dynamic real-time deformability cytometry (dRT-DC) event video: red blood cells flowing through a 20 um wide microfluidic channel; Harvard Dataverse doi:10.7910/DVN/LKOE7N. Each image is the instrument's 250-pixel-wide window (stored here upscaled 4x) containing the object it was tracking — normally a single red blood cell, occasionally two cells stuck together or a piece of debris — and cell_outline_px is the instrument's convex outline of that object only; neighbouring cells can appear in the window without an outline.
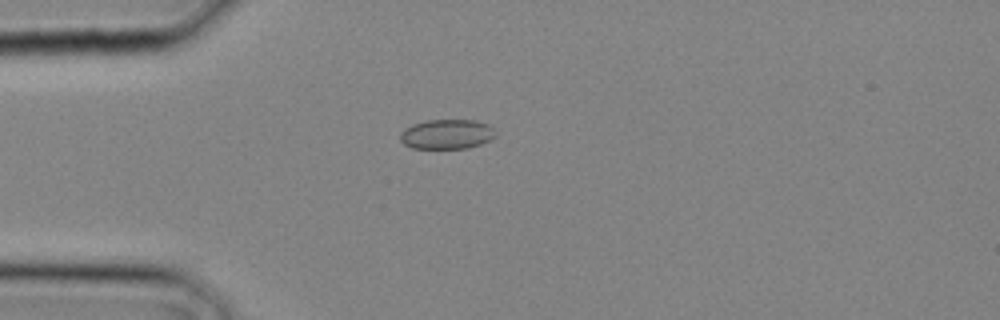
{"species": "common noctule bat (a hibernating species)", "species_latin": "Nyctalus noctula", "temperature_condition": "cold", "stored_images_in_passage": 11, "camera_frame_rate_fps": 3000, "um_per_image_px": 0.085, "animal": {"sex": "male", "body_mass_g": 20.4}, "frame": {"image": 1, "passage_image": 8, "time_ms": 2.333, "image_size_px": [1000, 320], "cell_outline_px": [[496, 136], [480, 144], [468, 148], [412, 148], [404, 144], [400, 140], [400, 132], [404, 128], [412, 124], [428, 120], [476, 120], [488, 124], [496, 132]], "centroid_in_image_um": [37.96, 11.4], "position_along_channel_um": 47.0, "area_um2": 16.53}}